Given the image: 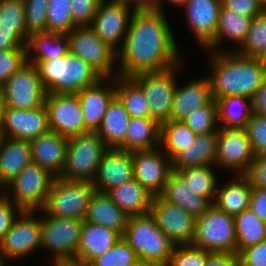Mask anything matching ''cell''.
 Wrapping results in <instances>:
<instances>
[{"mask_svg":"<svg viewBox=\"0 0 266 266\" xmlns=\"http://www.w3.org/2000/svg\"><path fill=\"white\" fill-rule=\"evenodd\" d=\"M173 33L165 11L154 6L135 9L123 45L117 51L116 73L132 77L179 64L182 60Z\"/></svg>","mask_w":266,"mask_h":266,"instance_id":"1","label":"cell"},{"mask_svg":"<svg viewBox=\"0 0 266 266\" xmlns=\"http://www.w3.org/2000/svg\"><path fill=\"white\" fill-rule=\"evenodd\" d=\"M208 53L212 73L207 77L211 84L212 98L239 95L251 99L266 76L265 60L242 56L233 48Z\"/></svg>","mask_w":266,"mask_h":266,"instance_id":"2","label":"cell"},{"mask_svg":"<svg viewBox=\"0 0 266 266\" xmlns=\"http://www.w3.org/2000/svg\"><path fill=\"white\" fill-rule=\"evenodd\" d=\"M46 94L77 93L103 78L87 62L68 52L54 60L35 64Z\"/></svg>","mask_w":266,"mask_h":266,"instance_id":"3","label":"cell"},{"mask_svg":"<svg viewBox=\"0 0 266 266\" xmlns=\"http://www.w3.org/2000/svg\"><path fill=\"white\" fill-rule=\"evenodd\" d=\"M122 238L142 260L168 263L175 246L150 213L130 216Z\"/></svg>","mask_w":266,"mask_h":266,"instance_id":"4","label":"cell"},{"mask_svg":"<svg viewBox=\"0 0 266 266\" xmlns=\"http://www.w3.org/2000/svg\"><path fill=\"white\" fill-rule=\"evenodd\" d=\"M109 148L97 132H85L68 138L66 163L61 178L93 181L99 162Z\"/></svg>","mask_w":266,"mask_h":266,"instance_id":"5","label":"cell"},{"mask_svg":"<svg viewBox=\"0 0 266 266\" xmlns=\"http://www.w3.org/2000/svg\"><path fill=\"white\" fill-rule=\"evenodd\" d=\"M95 192L91 182L70 181L57 177L41 210L52 217L71 218L83 221L90 199Z\"/></svg>","mask_w":266,"mask_h":266,"instance_id":"6","label":"cell"},{"mask_svg":"<svg viewBox=\"0 0 266 266\" xmlns=\"http://www.w3.org/2000/svg\"><path fill=\"white\" fill-rule=\"evenodd\" d=\"M191 245L211 252L237 254L234 216L212 204L196 218L195 236Z\"/></svg>","mask_w":266,"mask_h":266,"instance_id":"7","label":"cell"},{"mask_svg":"<svg viewBox=\"0 0 266 266\" xmlns=\"http://www.w3.org/2000/svg\"><path fill=\"white\" fill-rule=\"evenodd\" d=\"M55 178L49 171L31 162L6 184V195L22 210H41Z\"/></svg>","mask_w":266,"mask_h":266,"instance_id":"8","label":"cell"},{"mask_svg":"<svg viewBox=\"0 0 266 266\" xmlns=\"http://www.w3.org/2000/svg\"><path fill=\"white\" fill-rule=\"evenodd\" d=\"M181 64L183 63L180 62L165 70L142 72L131 77L142 88L149 103L151 118L159 124L169 121L171 118L177 72H180Z\"/></svg>","mask_w":266,"mask_h":266,"instance_id":"9","label":"cell"},{"mask_svg":"<svg viewBox=\"0 0 266 266\" xmlns=\"http://www.w3.org/2000/svg\"><path fill=\"white\" fill-rule=\"evenodd\" d=\"M40 215L41 249L51 252L52 260H77L83 221Z\"/></svg>","mask_w":266,"mask_h":266,"instance_id":"10","label":"cell"},{"mask_svg":"<svg viewBox=\"0 0 266 266\" xmlns=\"http://www.w3.org/2000/svg\"><path fill=\"white\" fill-rule=\"evenodd\" d=\"M67 36L70 53L87 62L102 77L118 75L113 68L117 63V52L101 41L90 25H77Z\"/></svg>","mask_w":266,"mask_h":266,"instance_id":"11","label":"cell"},{"mask_svg":"<svg viewBox=\"0 0 266 266\" xmlns=\"http://www.w3.org/2000/svg\"><path fill=\"white\" fill-rule=\"evenodd\" d=\"M45 96L37 68L29 62L0 87V98L5 107L35 109L44 105Z\"/></svg>","mask_w":266,"mask_h":266,"instance_id":"12","label":"cell"},{"mask_svg":"<svg viewBox=\"0 0 266 266\" xmlns=\"http://www.w3.org/2000/svg\"><path fill=\"white\" fill-rule=\"evenodd\" d=\"M254 156L245 127H219L215 166L243 174Z\"/></svg>","mask_w":266,"mask_h":266,"instance_id":"13","label":"cell"},{"mask_svg":"<svg viewBox=\"0 0 266 266\" xmlns=\"http://www.w3.org/2000/svg\"><path fill=\"white\" fill-rule=\"evenodd\" d=\"M150 214L158 228L175 244H192L195 236L196 218L183 208L153 196Z\"/></svg>","mask_w":266,"mask_h":266,"instance_id":"14","label":"cell"},{"mask_svg":"<svg viewBox=\"0 0 266 266\" xmlns=\"http://www.w3.org/2000/svg\"><path fill=\"white\" fill-rule=\"evenodd\" d=\"M44 105L50 131L66 138L85 133L84 114L76 93L46 94Z\"/></svg>","mask_w":266,"mask_h":266,"instance_id":"15","label":"cell"},{"mask_svg":"<svg viewBox=\"0 0 266 266\" xmlns=\"http://www.w3.org/2000/svg\"><path fill=\"white\" fill-rule=\"evenodd\" d=\"M134 10L125 3L101 0L90 26L101 41L117 52L123 45Z\"/></svg>","mask_w":266,"mask_h":266,"instance_id":"16","label":"cell"},{"mask_svg":"<svg viewBox=\"0 0 266 266\" xmlns=\"http://www.w3.org/2000/svg\"><path fill=\"white\" fill-rule=\"evenodd\" d=\"M36 212L23 210L0 241L7 260L24 258L33 250L41 248L40 217H34Z\"/></svg>","mask_w":266,"mask_h":266,"instance_id":"17","label":"cell"},{"mask_svg":"<svg viewBox=\"0 0 266 266\" xmlns=\"http://www.w3.org/2000/svg\"><path fill=\"white\" fill-rule=\"evenodd\" d=\"M134 178L152 196L160 195L173 172L172 161L160 146L132 152Z\"/></svg>","mask_w":266,"mask_h":266,"instance_id":"18","label":"cell"},{"mask_svg":"<svg viewBox=\"0 0 266 266\" xmlns=\"http://www.w3.org/2000/svg\"><path fill=\"white\" fill-rule=\"evenodd\" d=\"M50 131L45 105L35 109L5 107L4 137L28 140Z\"/></svg>","mask_w":266,"mask_h":266,"instance_id":"19","label":"cell"},{"mask_svg":"<svg viewBox=\"0 0 266 266\" xmlns=\"http://www.w3.org/2000/svg\"><path fill=\"white\" fill-rule=\"evenodd\" d=\"M106 83L109 85H105ZM76 94L84 114L85 132H97L108 105L116 96L115 77H103L96 84L85 87Z\"/></svg>","mask_w":266,"mask_h":266,"instance_id":"20","label":"cell"},{"mask_svg":"<svg viewBox=\"0 0 266 266\" xmlns=\"http://www.w3.org/2000/svg\"><path fill=\"white\" fill-rule=\"evenodd\" d=\"M182 8L193 36L205 49L215 39L221 0H187Z\"/></svg>","mask_w":266,"mask_h":266,"instance_id":"21","label":"cell"},{"mask_svg":"<svg viewBox=\"0 0 266 266\" xmlns=\"http://www.w3.org/2000/svg\"><path fill=\"white\" fill-rule=\"evenodd\" d=\"M133 178L132 152L109 148L99 162L92 184L95 191L107 192Z\"/></svg>","mask_w":266,"mask_h":266,"instance_id":"22","label":"cell"},{"mask_svg":"<svg viewBox=\"0 0 266 266\" xmlns=\"http://www.w3.org/2000/svg\"><path fill=\"white\" fill-rule=\"evenodd\" d=\"M32 162L49 171L56 178L64 171L68 138L49 131L31 139Z\"/></svg>","mask_w":266,"mask_h":266,"instance_id":"23","label":"cell"},{"mask_svg":"<svg viewBox=\"0 0 266 266\" xmlns=\"http://www.w3.org/2000/svg\"><path fill=\"white\" fill-rule=\"evenodd\" d=\"M211 99V84L207 75L181 87L177 82L170 120L183 121L193 110L206 105Z\"/></svg>","mask_w":266,"mask_h":266,"instance_id":"24","label":"cell"},{"mask_svg":"<svg viewBox=\"0 0 266 266\" xmlns=\"http://www.w3.org/2000/svg\"><path fill=\"white\" fill-rule=\"evenodd\" d=\"M121 237L113 229L83 221L77 260L89 264L97 256L111 249Z\"/></svg>","mask_w":266,"mask_h":266,"instance_id":"25","label":"cell"},{"mask_svg":"<svg viewBox=\"0 0 266 266\" xmlns=\"http://www.w3.org/2000/svg\"><path fill=\"white\" fill-rule=\"evenodd\" d=\"M218 132L197 135L193 143L181 149L172 158L173 169L215 166Z\"/></svg>","mask_w":266,"mask_h":266,"instance_id":"26","label":"cell"},{"mask_svg":"<svg viewBox=\"0 0 266 266\" xmlns=\"http://www.w3.org/2000/svg\"><path fill=\"white\" fill-rule=\"evenodd\" d=\"M128 220L129 216L112 201L106 192L95 191L83 221L103 225L122 236Z\"/></svg>","mask_w":266,"mask_h":266,"instance_id":"27","label":"cell"},{"mask_svg":"<svg viewBox=\"0 0 266 266\" xmlns=\"http://www.w3.org/2000/svg\"><path fill=\"white\" fill-rule=\"evenodd\" d=\"M160 196L164 200L183 208L195 218L201 216L213 204L209 199L193 194L186 182L175 171L169 176Z\"/></svg>","mask_w":266,"mask_h":266,"instance_id":"28","label":"cell"},{"mask_svg":"<svg viewBox=\"0 0 266 266\" xmlns=\"http://www.w3.org/2000/svg\"><path fill=\"white\" fill-rule=\"evenodd\" d=\"M31 162V144L28 140L0 139V178L5 184Z\"/></svg>","mask_w":266,"mask_h":266,"instance_id":"29","label":"cell"},{"mask_svg":"<svg viewBox=\"0 0 266 266\" xmlns=\"http://www.w3.org/2000/svg\"><path fill=\"white\" fill-rule=\"evenodd\" d=\"M129 217L150 213L153 196L135 178L106 192Z\"/></svg>","mask_w":266,"mask_h":266,"instance_id":"30","label":"cell"},{"mask_svg":"<svg viewBox=\"0 0 266 266\" xmlns=\"http://www.w3.org/2000/svg\"><path fill=\"white\" fill-rule=\"evenodd\" d=\"M251 20L249 17L241 16L221 6L215 39L204 49L206 53L225 51L220 45L228 40L233 42L235 46L238 45V47L234 48L235 51L244 42Z\"/></svg>","mask_w":266,"mask_h":266,"instance_id":"31","label":"cell"},{"mask_svg":"<svg viewBox=\"0 0 266 266\" xmlns=\"http://www.w3.org/2000/svg\"><path fill=\"white\" fill-rule=\"evenodd\" d=\"M129 119V113L118 97L115 96L108 105L101 125L97 130L108 148L119 149L124 144Z\"/></svg>","mask_w":266,"mask_h":266,"instance_id":"32","label":"cell"},{"mask_svg":"<svg viewBox=\"0 0 266 266\" xmlns=\"http://www.w3.org/2000/svg\"><path fill=\"white\" fill-rule=\"evenodd\" d=\"M28 62L54 60L69 52L67 34L53 32L33 33L29 36L27 45ZM34 55V56H33Z\"/></svg>","mask_w":266,"mask_h":266,"instance_id":"33","label":"cell"},{"mask_svg":"<svg viewBox=\"0 0 266 266\" xmlns=\"http://www.w3.org/2000/svg\"><path fill=\"white\" fill-rule=\"evenodd\" d=\"M251 186L242 175H234L231 181H227L221 188L217 187L213 204L220 210L231 216H236L249 208L251 198Z\"/></svg>","mask_w":266,"mask_h":266,"instance_id":"34","label":"cell"},{"mask_svg":"<svg viewBox=\"0 0 266 266\" xmlns=\"http://www.w3.org/2000/svg\"><path fill=\"white\" fill-rule=\"evenodd\" d=\"M160 146V124L152 118L129 119L127 134L121 150L133 152Z\"/></svg>","mask_w":266,"mask_h":266,"instance_id":"35","label":"cell"},{"mask_svg":"<svg viewBox=\"0 0 266 266\" xmlns=\"http://www.w3.org/2000/svg\"><path fill=\"white\" fill-rule=\"evenodd\" d=\"M115 90L130 118H151L148 100L142 88L131 77L117 75Z\"/></svg>","mask_w":266,"mask_h":266,"instance_id":"36","label":"cell"},{"mask_svg":"<svg viewBox=\"0 0 266 266\" xmlns=\"http://www.w3.org/2000/svg\"><path fill=\"white\" fill-rule=\"evenodd\" d=\"M215 100L219 127H245L253 114L251 99L248 97L224 96Z\"/></svg>","mask_w":266,"mask_h":266,"instance_id":"37","label":"cell"},{"mask_svg":"<svg viewBox=\"0 0 266 266\" xmlns=\"http://www.w3.org/2000/svg\"><path fill=\"white\" fill-rule=\"evenodd\" d=\"M237 239V255L246 247L266 239V222L261 220L250 207L234 216Z\"/></svg>","mask_w":266,"mask_h":266,"instance_id":"38","label":"cell"},{"mask_svg":"<svg viewBox=\"0 0 266 266\" xmlns=\"http://www.w3.org/2000/svg\"><path fill=\"white\" fill-rule=\"evenodd\" d=\"M186 182L193 194L205 197L212 203L215 200L219 182L212 166L188 167L183 169H173Z\"/></svg>","mask_w":266,"mask_h":266,"instance_id":"39","label":"cell"},{"mask_svg":"<svg viewBox=\"0 0 266 266\" xmlns=\"http://www.w3.org/2000/svg\"><path fill=\"white\" fill-rule=\"evenodd\" d=\"M196 134L182 121H166L160 124V147L171 159L196 138Z\"/></svg>","mask_w":266,"mask_h":266,"instance_id":"40","label":"cell"},{"mask_svg":"<svg viewBox=\"0 0 266 266\" xmlns=\"http://www.w3.org/2000/svg\"><path fill=\"white\" fill-rule=\"evenodd\" d=\"M235 51L245 57L266 59V9L252 18L244 42Z\"/></svg>","mask_w":266,"mask_h":266,"instance_id":"41","label":"cell"},{"mask_svg":"<svg viewBox=\"0 0 266 266\" xmlns=\"http://www.w3.org/2000/svg\"><path fill=\"white\" fill-rule=\"evenodd\" d=\"M71 0H49L46 12L47 32L68 34L77 24L72 19Z\"/></svg>","mask_w":266,"mask_h":266,"instance_id":"42","label":"cell"},{"mask_svg":"<svg viewBox=\"0 0 266 266\" xmlns=\"http://www.w3.org/2000/svg\"><path fill=\"white\" fill-rule=\"evenodd\" d=\"M0 28L14 30L28 42L23 0H0Z\"/></svg>","mask_w":266,"mask_h":266,"instance_id":"43","label":"cell"},{"mask_svg":"<svg viewBox=\"0 0 266 266\" xmlns=\"http://www.w3.org/2000/svg\"><path fill=\"white\" fill-rule=\"evenodd\" d=\"M182 122L196 135L218 132L216 100L212 98L206 105L193 110Z\"/></svg>","mask_w":266,"mask_h":266,"instance_id":"44","label":"cell"},{"mask_svg":"<svg viewBox=\"0 0 266 266\" xmlns=\"http://www.w3.org/2000/svg\"><path fill=\"white\" fill-rule=\"evenodd\" d=\"M139 258L134 249L121 237L116 244L97 256L90 266H134Z\"/></svg>","mask_w":266,"mask_h":266,"instance_id":"45","label":"cell"},{"mask_svg":"<svg viewBox=\"0 0 266 266\" xmlns=\"http://www.w3.org/2000/svg\"><path fill=\"white\" fill-rule=\"evenodd\" d=\"M211 253L191 244L175 245L168 266H204Z\"/></svg>","mask_w":266,"mask_h":266,"instance_id":"46","label":"cell"},{"mask_svg":"<svg viewBox=\"0 0 266 266\" xmlns=\"http://www.w3.org/2000/svg\"><path fill=\"white\" fill-rule=\"evenodd\" d=\"M27 35L47 32L46 12L49 0H23Z\"/></svg>","mask_w":266,"mask_h":266,"instance_id":"47","label":"cell"},{"mask_svg":"<svg viewBox=\"0 0 266 266\" xmlns=\"http://www.w3.org/2000/svg\"><path fill=\"white\" fill-rule=\"evenodd\" d=\"M27 63V49L0 51V87Z\"/></svg>","mask_w":266,"mask_h":266,"instance_id":"48","label":"cell"},{"mask_svg":"<svg viewBox=\"0 0 266 266\" xmlns=\"http://www.w3.org/2000/svg\"><path fill=\"white\" fill-rule=\"evenodd\" d=\"M255 155L266 154V116L252 114L245 126Z\"/></svg>","mask_w":266,"mask_h":266,"instance_id":"49","label":"cell"},{"mask_svg":"<svg viewBox=\"0 0 266 266\" xmlns=\"http://www.w3.org/2000/svg\"><path fill=\"white\" fill-rule=\"evenodd\" d=\"M242 175L252 189H266V154L255 155Z\"/></svg>","mask_w":266,"mask_h":266,"instance_id":"50","label":"cell"},{"mask_svg":"<svg viewBox=\"0 0 266 266\" xmlns=\"http://www.w3.org/2000/svg\"><path fill=\"white\" fill-rule=\"evenodd\" d=\"M101 0H71L72 19L77 25H90Z\"/></svg>","mask_w":266,"mask_h":266,"instance_id":"51","label":"cell"},{"mask_svg":"<svg viewBox=\"0 0 266 266\" xmlns=\"http://www.w3.org/2000/svg\"><path fill=\"white\" fill-rule=\"evenodd\" d=\"M221 6L251 19L266 9L258 0H221Z\"/></svg>","mask_w":266,"mask_h":266,"instance_id":"52","label":"cell"},{"mask_svg":"<svg viewBox=\"0 0 266 266\" xmlns=\"http://www.w3.org/2000/svg\"><path fill=\"white\" fill-rule=\"evenodd\" d=\"M22 211L7 195L0 198V241Z\"/></svg>","mask_w":266,"mask_h":266,"instance_id":"53","label":"cell"},{"mask_svg":"<svg viewBox=\"0 0 266 266\" xmlns=\"http://www.w3.org/2000/svg\"><path fill=\"white\" fill-rule=\"evenodd\" d=\"M238 256L240 266H266V239L244 248Z\"/></svg>","mask_w":266,"mask_h":266,"instance_id":"54","label":"cell"},{"mask_svg":"<svg viewBox=\"0 0 266 266\" xmlns=\"http://www.w3.org/2000/svg\"><path fill=\"white\" fill-rule=\"evenodd\" d=\"M27 42L14 30L0 28V51L8 49H27Z\"/></svg>","mask_w":266,"mask_h":266,"instance_id":"55","label":"cell"},{"mask_svg":"<svg viewBox=\"0 0 266 266\" xmlns=\"http://www.w3.org/2000/svg\"><path fill=\"white\" fill-rule=\"evenodd\" d=\"M250 209L264 222H266V189H252Z\"/></svg>","mask_w":266,"mask_h":266,"instance_id":"56","label":"cell"},{"mask_svg":"<svg viewBox=\"0 0 266 266\" xmlns=\"http://www.w3.org/2000/svg\"><path fill=\"white\" fill-rule=\"evenodd\" d=\"M204 266H240L239 256L231 253L212 252Z\"/></svg>","mask_w":266,"mask_h":266,"instance_id":"57","label":"cell"},{"mask_svg":"<svg viewBox=\"0 0 266 266\" xmlns=\"http://www.w3.org/2000/svg\"><path fill=\"white\" fill-rule=\"evenodd\" d=\"M253 114L266 116V76L261 86L251 98Z\"/></svg>","mask_w":266,"mask_h":266,"instance_id":"58","label":"cell"},{"mask_svg":"<svg viewBox=\"0 0 266 266\" xmlns=\"http://www.w3.org/2000/svg\"><path fill=\"white\" fill-rule=\"evenodd\" d=\"M109 1V0H104ZM111 2L125 3L134 9L150 8L154 6V0H110Z\"/></svg>","mask_w":266,"mask_h":266,"instance_id":"59","label":"cell"},{"mask_svg":"<svg viewBox=\"0 0 266 266\" xmlns=\"http://www.w3.org/2000/svg\"><path fill=\"white\" fill-rule=\"evenodd\" d=\"M53 266H90V264L72 259L53 261Z\"/></svg>","mask_w":266,"mask_h":266,"instance_id":"60","label":"cell"},{"mask_svg":"<svg viewBox=\"0 0 266 266\" xmlns=\"http://www.w3.org/2000/svg\"><path fill=\"white\" fill-rule=\"evenodd\" d=\"M166 1V3H171L170 5H175L177 7H182L187 0H154V7L162 10L164 12V9H163V2Z\"/></svg>","mask_w":266,"mask_h":266,"instance_id":"61","label":"cell"},{"mask_svg":"<svg viewBox=\"0 0 266 266\" xmlns=\"http://www.w3.org/2000/svg\"><path fill=\"white\" fill-rule=\"evenodd\" d=\"M134 266H168V263L139 259Z\"/></svg>","mask_w":266,"mask_h":266,"instance_id":"62","label":"cell"},{"mask_svg":"<svg viewBox=\"0 0 266 266\" xmlns=\"http://www.w3.org/2000/svg\"><path fill=\"white\" fill-rule=\"evenodd\" d=\"M4 109L5 106L0 98V139L4 137V132H3Z\"/></svg>","mask_w":266,"mask_h":266,"instance_id":"63","label":"cell"},{"mask_svg":"<svg viewBox=\"0 0 266 266\" xmlns=\"http://www.w3.org/2000/svg\"><path fill=\"white\" fill-rule=\"evenodd\" d=\"M6 184L2 181V179L0 178V198L6 196Z\"/></svg>","mask_w":266,"mask_h":266,"instance_id":"64","label":"cell"},{"mask_svg":"<svg viewBox=\"0 0 266 266\" xmlns=\"http://www.w3.org/2000/svg\"><path fill=\"white\" fill-rule=\"evenodd\" d=\"M6 261H7V258L3 254L1 246H0V266H8L7 263L5 264Z\"/></svg>","mask_w":266,"mask_h":266,"instance_id":"65","label":"cell"},{"mask_svg":"<svg viewBox=\"0 0 266 266\" xmlns=\"http://www.w3.org/2000/svg\"><path fill=\"white\" fill-rule=\"evenodd\" d=\"M258 1L266 7V0H258Z\"/></svg>","mask_w":266,"mask_h":266,"instance_id":"66","label":"cell"}]
</instances>
